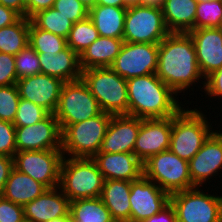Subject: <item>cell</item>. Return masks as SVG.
Segmentation results:
<instances>
[{
    "mask_svg": "<svg viewBox=\"0 0 222 222\" xmlns=\"http://www.w3.org/2000/svg\"><path fill=\"white\" fill-rule=\"evenodd\" d=\"M46 189L43 184L32 179L29 175L13 168L1 196L15 204L24 206L39 197Z\"/></svg>",
    "mask_w": 222,
    "mask_h": 222,
    "instance_id": "obj_27",
    "label": "cell"
},
{
    "mask_svg": "<svg viewBox=\"0 0 222 222\" xmlns=\"http://www.w3.org/2000/svg\"><path fill=\"white\" fill-rule=\"evenodd\" d=\"M101 112L97 99L82 79L63 84L54 113L61 131L68 125L85 121Z\"/></svg>",
    "mask_w": 222,
    "mask_h": 222,
    "instance_id": "obj_9",
    "label": "cell"
},
{
    "mask_svg": "<svg viewBox=\"0 0 222 222\" xmlns=\"http://www.w3.org/2000/svg\"><path fill=\"white\" fill-rule=\"evenodd\" d=\"M83 5H85L88 9L94 7L96 5V0H79Z\"/></svg>",
    "mask_w": 222,
    "mask_h": 222,
    "instance_id": "obj_50",
    "label": "cell"
},
{
    "mask_svg": "<svg viewBox=\"0 0 222 222\" xmlns=\"http://www.w3.org/2000/svg\"><path fill=\"white\" fill-rule=\"evenodd\" d=\"M164 0H139V5L162 8Z\"/></svg>",
    "mask_w": 222,
    "mask_h": 222,
    "instance_id": "obj_48",
    "label": "cell"
},
{
    "mask_svg": "<svg viewBox=\"0 0 222 222\" xmlns=\"http://www.w3.org/2000/svg\"><path fill=\"white\" fill-rule=\"evenodd\" d=\"M143 175L169 194L195 187L188 161L170 150L153 155L143 163Z\"/></svg>",
    "mask_w": 222,
    "mask_h": 222,
    "instance_id": "obj_7",
    "label": "cell"
},
{
    "mask_svg": "<svg viewBox=\"0 0 222 222\" xmlns=\"http://www.w3.org/2000/svg\"><path fill=\"white\" fill-rule=\"evenodd\" d=\"M188 34L196 49L200 71L206 78L222 67V29L214 27L193 29Z\"/></svg>",
    "mask_w": 222,
    "mask_h": 222,
    "instance_id": "obj_19",
    "label": "cell"
},
{
    "mask_svg": "<svg viewBox=\"0 0 222 222\" xmlns=\"http://www.w3.org/2000/svg\"><path fill=\"white\" fill-rule=\"evenodd\" d=\"M130 188L131 181H104L100 199L115 222H128L130 220Z\"/></svg>",
    "mask_w": 222,
    "mask_h": 222,
    "instance_id": "obj_23",
    "label": "cell"
},
{
    "mask_svg": "<svg viewBox=\"0 0 222 222\" xmlns=\"http://www.w3.org/2000/svg\"><path fill=\"white\" fill-rule=\"evenodd\" d=\"M0 4L14 10L21 17H26V0H0Z\"/></svg>",
    "mask_w": 222,
    "mask_h": 222,
    "instance_id": "obj_46",
    "label": "cell"
},
{
    "mask_svg": "<svg viewBox=\"0 0 222 222\" xmlns=\"http://www.w3.org/2000/svg\"><path fill=\"white\" fill-rule=\"evenodd\" d=\"M126 83L130 116L163 119L173 117L185 106L175 99L177 94L156 73L134 77Z\"/></svg>",
    "mask_w": 222,
    "mask_h": 222,
    "instance_id": "obj_2",
    "label": "cell"
},
{
    "mask_svg": "<svg viewBox=\"0 0 222 222\" xmlns=\"http://www.w3.org/2000/svg\"><path fill=\"white\" fill-rule=\"evenodd\" d=\"M124 4H125L127 7L139 5V0H124Z\"/></svg>",
    "mask_w": 222,
    "mask_h": 222,
    "instance_id": "obj_51",
    "label": "cell"
},
{
    "mask_svg": "<svg viewBox=\"0 0 222 222\" xmlns=\"http://www.w3.org/2000/svg\"><path fill=\"white\" fill-rule=\"evenodd\" d=\"M30 19L21 17L14 24L0 29V52L16 55L29 44Z\"/></svg>",
    "mask_w": 222,
    "mask_h": 222,
    "instance_id": "obj_29",
    "label": "cell"
},
{
    "mask_svg": "<svg viewBox=\"0 0 222 222\" xmlns=\"http://www.w3.org/2000/svg\"><path fill=\"white\" fill-rule=\"evenodd\" d=\"M92 159L105 180L135 181L143 175V163L134 153H97Z\"/></svg>",
    "mask_w": 222,
    "mask_h": 222,
    "instance_id": "obj_21",
    "label": "cell"
},
{
    "mask_svg": "<svg viewBox=\"0 0 222 222\" xmlns=\"http://www.w3.org/2000/svg\"><path fill=\"white\" fill-rule=\"evenodd\" d=\"M19 100L20 96L16 84L0 86V120L13 123Z\"/></svg>",
    "mask_w": 222,
    "mask_h": 222,
    "instance_id": "obj_36",
    "label": "cell"
},
{
    "mask_svg": "<svg viewBox=\"0 0 222 222\" xmlns=\"http://www.w3.org/2000/svg\"><path fill=\"white\" fill-rule=\"evenodd\" d=\"M81 79L97 99L102 112L110 115H128L126 79L110 67L82 70Z\"/></svg>",
    "mask_w": 222,
    "mask_h": 222,
    "instance_id": "obj_5",
    "label": "cell"
},
{
    "mask_svg": "<svg viewBox=\"0 0 222 222\" xmlns=\"http://www.w3.org/2000/svg\"><path fill=\"white\" fill-rule=\"evenodd\" d=\"M29 45L37 53L56 54L67 48V39L38 28L30 20Z\"/></svg>",
    "mask_w": 222,
    "mask_h": 222,
    "instance_id": "obj_31",
    "label": "cell"
},
{
    "mask_svg": "<svg viewBox=\"0 0 222 222\" xmlns=\"http://www.w3.org/2000/svg\"><path fill=\"white\" fill-rule=\"evenodd\" d=\"M112 115L101 112L62 131L63 157L92 158L98 153Z\"/></svg>",
    "mask_w": 222,
    "mask_h": 222,
    "instance_id": "obj_6",
    "label": "cell"
},
{
    "mask_svg": "<svg viewBox=\"0 0 222 222\" xmlns=\"http://www.w3.org/2000/svg\"><path fill=\"white\" fill-rule=\"evenodd\" d=\"M45 222H71L70 216H62L56 219L48 220Z\"/></svg>",
    "mask_w": 222,
    "mask_h": 222,
    "instance_id": "obj_49",
    "label": "cell"
},
{
    "mask_svg": "<svg viewBox=\"0 0 222 222\" xmlns=\"http://www.w3.org/2000/svg\"><path fill=\"white\" fill-rule=\"evenodd\" d=\"M198 3L199 2H205V1H211V0H196Z\"/></svg>",
    "mask_w": 222,
    "mask_h": 222,
    "instance_id": "obj_52",
    "label": "cell"
},
{
    "mask_svg": "<svg viewBox=\"0 0 222 222\" xmlns=\"http://www.w3.org/2000/svg\"><path fill=\"white\" fill-rule=\"evenodd\" d=\"M126 12L127 7L96 4L89 9L88 17L99 36L123 39Z\"/></svg>",
    "mask_w": 222,
    "mask_h": 222,
    "instance_id": "obj_26",
    "label": "cell"
},
{
    "mask_svg": "<svg viewBox=\"0 0 222 222\" xmlns=\"http://www.w3.org/2000/svg\"><path fill=\"white\" fill-rule=\"evenodd\" d=\"M191 181L201 187L222 169V132L215 130L188 162Z\"/></svg>",
    "mask_w": 222,
    "mask_h": 222,
    "instance_id": "obj_17",
    "label": "cell"
},
{
    "mask_svg": "<svg viewBox=\"0 0 222 222\" xmlns=\"http://www.w3.org/2000/svg\"><path fill=\"white\" fill-rule=\"evenodd\" d=\"M196 0H164V22L170 33H188L195 25Z\"/></svg>",
    "mask_w": 222,
    "mask_h": 222,
    "instance_id": "obj_25",
    "label": "cell"
},
{
    "mask_svg": "<svg viewBox=\"0 0 222 222\" xmlns=\"http://www.w3.org/2000/svg\"><path fill=\"white\" fill-rule=\"evenodd\" d=\"M13 168V158L6 155H0V195L4 190L5 183Z\"/></svg>",
    "mask_w": 222,
    "mask_h": 222,
    "instance_id": "obj_42",
    "label": "cell"
},
{
    "mask_svg": "<svg viewBox=\"0 0 222 222\" xmlns=\"http://www.w3.org/2000/svg\"><path fill=\"white\" fill-rule=\"evenodd\" d=\"M16 152L61 150L62 131L54 114L49 113L34 125L16 127Z\"/></svg>",
    "mask_w": 222,
    "mask_h": 222,
    "instance_id": "obj_13",
    "label": "cell"
},
{
    "mask_svg": "<svg viewBox=\"0 0 222 222\" xmlns=\"http://www.w3.org/2000/svg\"><path fill=\"white\" fill-rule=\"evenodd\" d=\"M62 80L39 73L17 80L19 96L54 114L63 87Z\"/></svg>",
    "mask_w": 222,
    "mask_h": 222,
    "instance_id": "obj_16",
    "label": "cell"
},
{
    "mask_svg": "<svg viewBox=\"0 0 222 222\" xmlns=\"http://www.w3.org/2000/svg\"><path fill=\"white\" fill-rule=\"evenodd\" d=\"M172 117L140 119V129L134 145V154L145 163L151 156L169 150Z\"/></svg>",
    "mask_w": 222,
    "mask_h": 222,
    "instance_id": "obj_15",
    "label": "cell"
},
{
    "mask_svg": "<svg viewBox=\"0 0 222 222\" xmlns=\"http://www.w3.org/2000/svg\"><path fill=\"white\" fill-rule=\"evenodd\" d=\"M142 222H177L176 213L171 203H169L160 212Z\"/></svg>",
    "mask_w": 222,
    "mask_h": 222,
    "instance_id": "obj_43",
    "label": "cell"
},
{
    "mask_svg": "<svg viewBox=\"0 0 222 222\" xmlns=\"http://www.w3.org/2000/svg\"><path fill=\"white\" fill-rule=\"evenodd\" d=\"M96 4L115 7H127L124 4V0H96Z\"/></svg>",
    "mask_w": 222,
    "mask_h": 222,
    "instance_id": "obj_47",
    "label": "cell"
},
{
    "mask_svg": "<svg viewBox=\"0 0 222 222\" xmlns=\"http://www.w3.org/2000/svg\"><path fill=\"white\" fill-rule=\"evenodd\" d=\"M26 222H45L70 216V201L59 187L46 189L39 197L23 206Z\"/></svg>",
    "mask_w": 222,
    "mask_h": 222,
    "instance_id": "obj_20",
    "label": "cell"
},
{
    "mask_svg": "<svg viewBox=\"0 0 222 222\" xmlns=\"http://www.w3.org/2000/svg\"><path fill=\"white\" fill-rule=\"evenodd\" d=\"M15 126L12 122L0 120V155L12 157L16 153Z\"/></svg>",
    "mask_w": 222,
    "mask_h": 222,
    "instance_id": "obj_38",
    "label": "cell"
},
{
    "mask_svg": "<svg viewBox=\"0 0 222 222\" xmlns=\"http://www.w3.org/2000/svg\"><path fill=\"white\" fill-rule=\"evenodd\" d=\"M98 31L89 17L73 24L67 38V46L79 56L97 38Z\"/></svg>",
    "mask_w": 222,
    "mask_h": 222,
    "instance_id": "obj_32",
    "label": "cell"
},
{
    "mask_svg": "<svg viewBox=\"0 0 222 222\" xmlns=\"http://www.w3.org/2000/svg\"><path fill=\"white\" fill-rule=\"evenodd\" d=\"M140 118L112 115L98 153H134Z\"/></svg>",
    "mask_w": 222,
    "mask_h": 222,
    "instance_id": "obj_18",
    "label": "cell"
},
{
    "mask_svg": "<svg viewBox=\"0 0 222 222\" xmlns=\"http://www.w3.org/2000/svg\"><path fill=\"white\" fill-rule=\"evenodd\" d=\"M156 75L177 95L200 83L199 79H202L204 89L205 78L197 62L193 40L188 33H169L159 43Z\"/></svg>",
    "mask_w": 222,
    "mask_h": 222,
    "instance_id": "obj_1",
    "label": "cell"
},
{
    "mask_svg": "<svg viewBox=\"0 0 222 222\" xmlns=\"http://www.w3.org/2000/svg\"><path fill=\"white\" fill-rule=\"evenodd\" d=\"M0 222H26L23 206L0 195Z\"/></svg>",
    "mask_w": 222,
    "mask_h": 222,
    "instance_id": "obj_40",
    "label": "cell"
},
{
    "mask_svg": "<svg viewBox=\"0 0 222 222\" xmlns=\"http://www.w3.org/2000/svg\"><path fill=\"white\" fill-rule=\"evenodd\" d=\"M15 56L0 52V86H10L17 83Z\"/></svg>",
    "mask_w": 222,
    "mask_h": 222,
    "instance_id": "obj_39",
    "label": "cell"
},
{
    "mask_svg": "<svg viewBox=\"0 0 222 222\" xmlns=\"http://www.w3.org/2000/svg\"><path fill=\"white\" fill-rule=\"evenodd\" d=\"M49 112L43 107L20 98L13 124L15 127L34 125L43 120Z\"/></svg>",
    "mask_w": 222,
    "mask_h": 222,
    "instance_id": "obj_35",
    "label": "cell"
},
{
    "mask_svg": "<svg viewBox=\"0 0 222 222\" xmlns=\"http://www.w3.org/2000/svg\"><path fill=\"white\" fill-rule=\"evenodd\" d=\"M71 222H115L100 197L70 202Z\"/></svg>",
    "mask_w": 222,
    "mask_h": 222,
    "instance_id": "obj_28",
    "label": "cell"
},
{
    "mask_svg": "<svg viewBox=\"0 0 222 222\" xmlns=\"http://www.w3.org/2000/svg\"><path fill=\"white\" fill-rule=\"evenodd\" d=\"M129 198L130 220L128 222H142L170 203V194L144 175L138 180L131 181Z\"/></svg>",
    "mask_w": 222,
    "mask_h": 222,
    "instance_id": "obj_14",
    "label": "cell"
},
{
    "mask_svg": "<svg viewBox=\"0 0 222 222\" xmlns=\"http://www.w3.org/2000/svg\"><path fill=\"white\" fill-rule=\"evenodd\" d=\"M104 181L92 158L63 157L58 187L70 202L100 197Z\"/></svg>",
    "mask_w": 222,
    "mask_h": 222,
    "instance_id": "obj_3",
    "label": "cell"
},
{
    "mask_svg": "<svg viewBox=\"0 0 222 222\" xmlns=\"http://www.w3.org/2000/svg\"><path fill=\"white\" fill-rule=\"evenodd\" d=\"M30 20L40 29L68 38L73 22L55 8L38 11Z\"/></svg>",
    "mask_w": 222,
    "mask_h": 222,
    "instance_id": "obj_30",
    "label": "cell"
},
{
    "mask_svg": "<svg viewBox=\"0 0 222 222\" xmlns=\"http://www.w3.org/2000/svg\"><path fill=\"white\" fill-rule=\"evenodd\" d=\"M55 0H26V18H31L38 11L49 9Z\"/></svg>",
    "mask_w": 222,
    "mask_h": 222,
    "instance_id": "obj_44",
    "label": "cell"
},
{
    "mask_svg": "<svg viewBox=\"0 0 222 222\" xmlns=\"http://www.w3.org/2000/svg\"><path fill=\"white\" fill-rule=\"evenodd\" d=\"M159 44L124 42L110 68L128 80L156 73Z\"/></svg>",
    "mask_w": 222,
    "mask_h": 222,
    "instance_id": "obj_12",
    "label": "cell"
},
{
    "mask_svg": "<svg viewBox=\"0 0 222 222\" xmlns=\"http://www.w3.org/2000/svg\"><path fill=\"white\" fill-rule=\"evenodd\" d=\"M169 33L162 8L141 5L127 7L124 42L159 44Z\"/></svg>",
    "mask_w": 222,
    "mask_h": 222,
    "instance_id": "obj_10",
    "label": "cell"
},
{
    "mask_svg": "<svg viewBox=\"0 0 222 222\" xmlns=\"http://www.w3.org/2000/svg\"><path fill=\"white\" fill-rule=\"evenodd\" d=\"M123 44V39L99 36L81 53V70L110 67Z\"/></svg>",
    "mask_w": 222,
    "mask_h": 222,
    "instance_id": "obj_24",
    "label": "cell"
},
{
    "mask_svg": "<svg viewBox=\"0 0 222 222\" xmlns=\"http://www.w3.org/2000/svg\"><path fill=\"white\" fill-rule=\"evenodd\" d=\"M15 69L18 79L41 73L38 53L29 44L15 55Z\"/></svg>",
    "mask_w": 222,
    "mask_h": 222,
    "instance_id": "obj_34",
    "label": "cell"
},
{
    "mask_svg": "<svg viewBox=\"0 0 222 222\" xmlns=\"http://www.w3.org/2000/svg\"><path fill=\"white\" fill-rule=\"evenodd\" d=\"M62 159V150L19 151L13 156V166L50 189L59 186Z\"/></svg>",
    "mask_w": 222,
    "mask_h": 222,
    "instance_id": "obj_11",
    "label": "cell"
},
{
    "mask_svg": "<svg viewBox=\"0 0 222 222\" xmlns=\"http://www.w3.org/2000/svg\"><path fill=\"white\" fill-rule=\"evenodd\" d=\"M41 73L58 78L63 82L81 79L80 56L70 47L56 54L38 53Z\"/></svg>",
    "mask_w": 222,
    "mask_h": 222,
    "instance_id": "obj_22",
    "label": "cell"
},
{
    "mask_svg": "<svg viewBox=\"0 0 222 222\" xmlns=\"http://www.w3.org/2000/svg\"><path fill=\"white\" fill-rule=\"evenodd\" d=\"M20 18L17 12L0 4V29L14 24Z\"/></svg>",
    "mask_w": 222,
    "mask_h": 222,
    "instance_id": "obj_45",
    "label": "cell"
},
{
    "mask_svg": "<svg viewBox=\"0 0 222 222\" xmlns=\"http://www.w3.org/2000/svg\"><path fill=\"white\" fill-rule=\"evenodd\" d=\"M222 26V2L211 0L199 2L196 8L195 25L193 29L221 28Z\"/></svg>",
    "mask_w": 222,
    "mask_h": 222,
    "instance_id": "obj_33",
    "label": "cell"
},
{
    "mask_svg": "<svg viewBox=\"0 0 222 222\" xmlns=\"http://www.w3.org/2000/svg\"><path fill=\"white\" fill-rule=\"evenodd\" d=\"M181 109L172 117L169 150L179 158L190 161L214 132L207 117L197 109Z\"/></svg>",
    "mask_w": 222,
    "mask_h": 222,
    "instance_id": "obj_4",
    "label": "cell"
},
{
    "mask_svg": "<svg viewBox=\"0 0 222 222\" xmlns=\"http://www.w3.org/2000/svg\"><path fill=\"white\" fill-rule=\"evenodd\" d=\"M199 188L170 194L177 222H222V196L205 194Z\"/></svg>",
    "mask_w": 222,
    "mask_h": 222,
    "instance_id": "obj_8",
    "label": "cell"
},
{
    "mask_svg": "<svg viewBox=\"0 0 222 222\" xmlns=\"http://www.w3.org/2000/svg\"><path fill=\"white\" fill-rule=\"evenodd\" d=\"M204 91L210 98H222V67L205 78Z\"/></svg>",
    "mask_w": 222,
    "mask_h": 222,
    "instance_id": "obj_41",
    "label": "cell"
},
{
    "mask_svg": "<svg viewBox=\"0 0 222 222\" xmlns=\"http://www.w3.org/2000/svg\"><path fill=\"white\" fill-rule=\"evenodd\" d=\"M52 7L73 23L84 20L89 13V9L79 0H55Z\"/></svg>",
    "mask_w": 222,
    "mask_h": 222,
    "instance_id": "obj_37",
    "label": "cell"
}]
</instances>
